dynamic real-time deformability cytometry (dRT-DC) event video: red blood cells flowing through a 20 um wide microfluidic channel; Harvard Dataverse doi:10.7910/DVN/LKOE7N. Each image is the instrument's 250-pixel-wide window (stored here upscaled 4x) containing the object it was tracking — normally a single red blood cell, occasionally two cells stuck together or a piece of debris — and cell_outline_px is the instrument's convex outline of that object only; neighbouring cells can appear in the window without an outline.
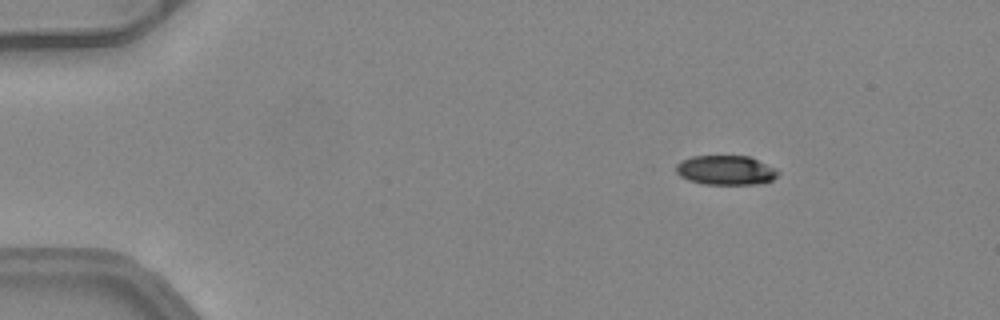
{"species": "common noctule bat (a hibernating species)", "species_latin": "Nyctalus noctula", "temperature_condition": "warm", "stored_images_in_passage": 51, "camera_frame_rate_fps": 3000, "um_per_image_px": 0.085, "animal": {"sex": "female", "body_mass_g": 24.6, "forearm_length_mm": 56.2}, "frame": {"image": 1, "passage_image": 8, "time_ms": 2.333, "image_size_px": [1000, 320], "cell_outline_px": [[780, 172], [772, 180], [756, 184], [704, 184], [688, 180], [680, 176], [676, 172], [676, 164], [680, 160], [692, 156], [748, 156]], "centroid_in_image_um": [61.62, 14.47], "position_along_channel_um": 23.4, "area_um2": 17.28}}
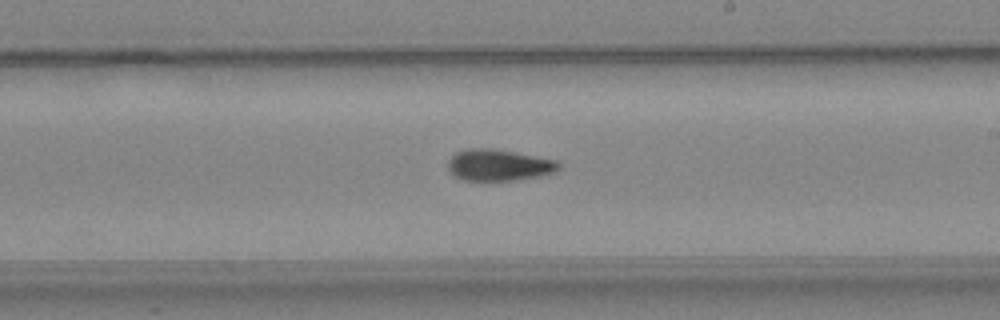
{"frame": {"image": 2, "passage_image": 31, "time_ms": 10.0, "image_size_px": [1000, 320], "cell_outline_px": [[560, 168], [556, 172], [540, 176], [520, 180], [464, 180], [456, 176], [448, 168], [448, 160], [456, 152], [468, 148], [492, 148], [556, 160], [560, 164]], "centroid_in_image_um": [42.42, 14.03], "position_along_channel_um": 246.6, "area_um2": 20.23}}
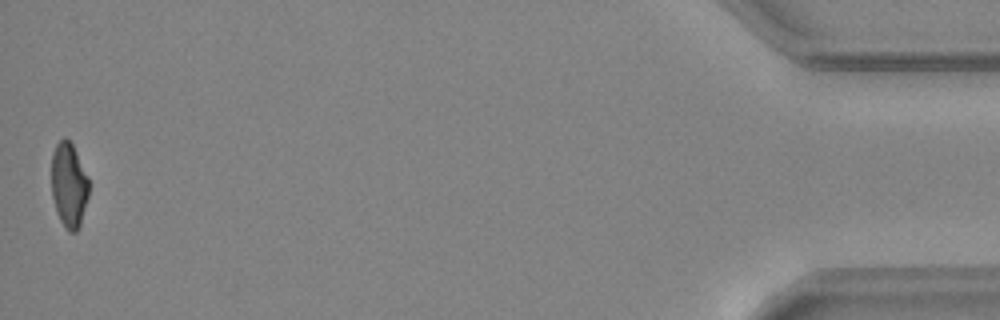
{"frame": {"image": 3, "passage_image": 51, "time_ms": 16.667, "image_size_px": [1000, 320], "cell_outline_px": [[88, 196], [80, 224], [76, 232], [68, 232], [60, 220], [52, 196], [52, 152], [56, 144], [64, 136], [72, 144], [88, 176]], "centroid_in_image_um": [5.85, 15.72], "position_along_channel_um": 429.3, "area_um2": 18.26}, "authors_computed_cell_mechanics": {"area_um2": 19.7676, "velocity_mm_per_s": 4.1258, "shape_relaxation_time_tau1_ms": 6.4217, "shape_relaxation_time_tau2_ms": 5.5781, "deformation_change_tau1": 0.1853, "deformation_change_tau2": 0.1274}}